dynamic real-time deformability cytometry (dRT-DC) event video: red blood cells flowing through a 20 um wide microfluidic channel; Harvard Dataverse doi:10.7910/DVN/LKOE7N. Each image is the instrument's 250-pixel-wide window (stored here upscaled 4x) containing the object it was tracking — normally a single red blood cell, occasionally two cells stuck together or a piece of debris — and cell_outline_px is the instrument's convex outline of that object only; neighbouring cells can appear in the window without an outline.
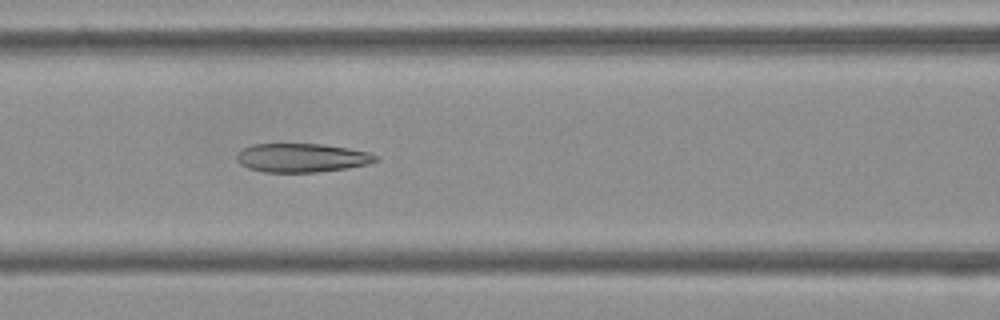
{"species": "Egyptian fruit bat (a non-hibernating species)", "species_latin": "Rousettus aegyptiacus", "temperature_condition": "cold", "stored_images_in_passage": 49, "camera_frame_rate_fps": 3000, "um_per_image_px": 0.085, "frame": {"image": 1, "passage_image": 19, "time_ms": 6.0, "image_size_px": [1000, 320], "cell_outline_px": [[380, 156], [376, 160], [368, 164], [348, 168], [316, 172], [264, 172], [248, 168], [240, 164], [236, 160], [236, 152], [252, 144], [324, 144], [348, 148], [368, 152]], "centroid_in_image_um": [25.63, 13.41], "position_along_channel_um": 141.0, "area_um2": 23.41}}
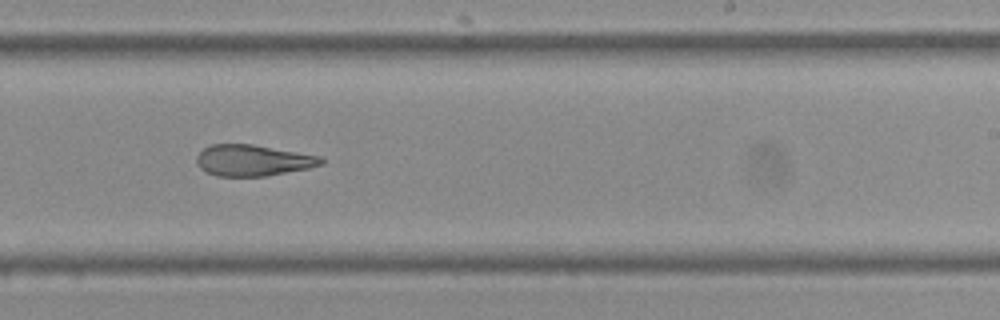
{"frame": {"image": 2, "passage_image": 29, "time_ms": 9.333, "image_size_px": [1000, 320], "cell_outline_px": [[324, 164], [308, 168], [268, 176], [216, 176], [200, 168], [196, 164], [196, 156], [208, 144], [252, 144], [324, 156]], "centroid_in_image_um": [21.52, 13.62], "position_along_channel_um": 267.5, "area_um2": 22.89}}
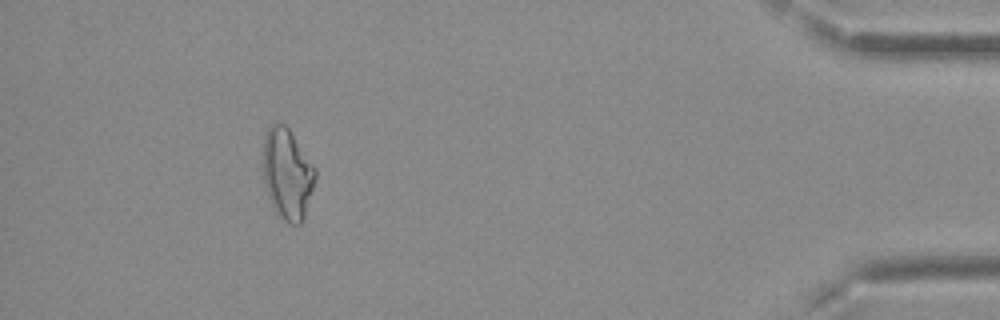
{"frame": {"image": 3, "passage_image": 45, "time_ms": 14.667, "image_size_px": [1000, 320], "cell_outline_px": [[316, 180], [304, 216], [300, 224], [292, 224], [284, 220], [272, 208], [268, 196], [264, 180], [264, 136], [268, 128], [272, 124], [284, 124], [288, 128], [316, 168]], "centroid_in_image_um": [24.43, 14.79], "position_along_channel_um": 410.8, "area_um2": 27.34}, "authors_computed_cell_mechanics": {"area_um2": 25.143, "velocity_mm_per_s": 3.8004, "shape_relaxation_time_tau1_ms": null, "shape_relaxation_time_tau2_ms": 4.5723, "deformation_change_tau1": null, "deformation_change_tau2": 0.1303}}